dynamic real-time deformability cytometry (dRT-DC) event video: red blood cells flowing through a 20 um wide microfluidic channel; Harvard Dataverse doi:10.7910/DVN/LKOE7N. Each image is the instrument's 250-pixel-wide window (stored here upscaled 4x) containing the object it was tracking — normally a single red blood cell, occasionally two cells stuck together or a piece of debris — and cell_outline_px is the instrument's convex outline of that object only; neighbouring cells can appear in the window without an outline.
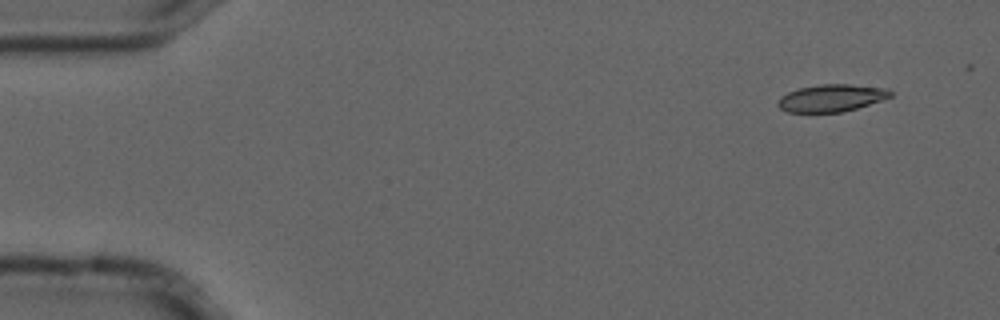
{"species": "common noctule bat (a hibernating species)", "species_latin": "Nyctalus noctula", "temperature_condition": "cold", "stored_images_in_passage": 6, "camera_frame_rate_fps": 3000, "um_per_image_px": 0.085, "animal": {"sex": "male", "forearm_length_mm": 52.5}, "frame": {"image": 1, "passage_image": 1, "time_ms": 0.0, "image_size_px": [1000, 320], "cell_outline_px": [[892, 96], [856, 108], [840, 112], [788, 112], [780, 108], [776, 104], [776, 100], [780, 96], [788, 92], [800, 88], [820, 84], [848, 84], [888, 88], [892, 92]], "centroid_in_image_um": [70.63, 8.32], "position_along_channel_um": 14.4, "area_um2": 17.8}}
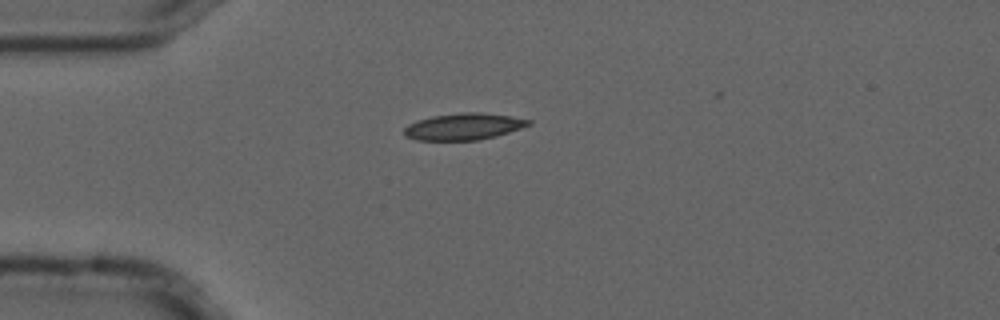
{"frame": {"image": 2, "passage_image": 4, "time_ms": 1.0, "image_size_px": [1000, 320], "cell_outline_px": [[532, 124], [496, 136], [480, 140], [416, 140], [404, 136], [404, 128], [408, 124], [416, 120], [432, 116], [460, 112], [480, 112], [508, 116], [532, 120]], "centroid_in_image_um": [39.38, 10.75], "position_along_channel_um": 45.6, "area_um2": 19.36}}
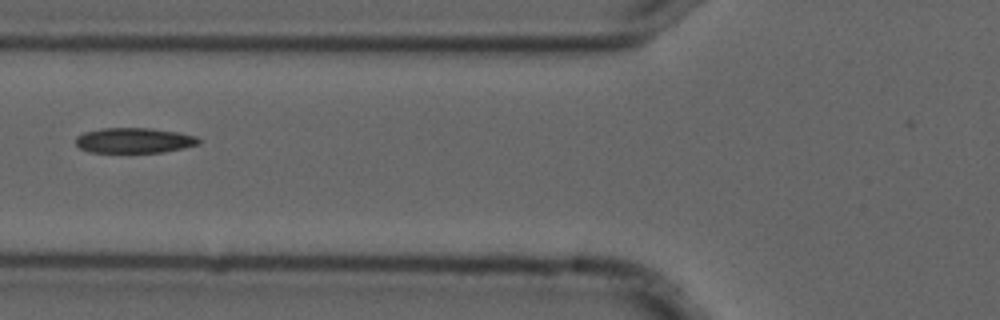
{"frame": {"image": 3, "passage_image": 6, "time_ms": 1.667, "image_size_px": [1000, 320], "cell_outline_px": [[200, 144], [184, 148], [164, 152], [88, 152], [80, 148], [76, 144], [76, 136], [84, 132], [100, 128], [152, 128], [180, 132], [196, 136], [200, 140]], "centroid_in_image_um": [11.42, 11.93], "position_along_channel_um": 114.4, "area_um2": 18.26}}